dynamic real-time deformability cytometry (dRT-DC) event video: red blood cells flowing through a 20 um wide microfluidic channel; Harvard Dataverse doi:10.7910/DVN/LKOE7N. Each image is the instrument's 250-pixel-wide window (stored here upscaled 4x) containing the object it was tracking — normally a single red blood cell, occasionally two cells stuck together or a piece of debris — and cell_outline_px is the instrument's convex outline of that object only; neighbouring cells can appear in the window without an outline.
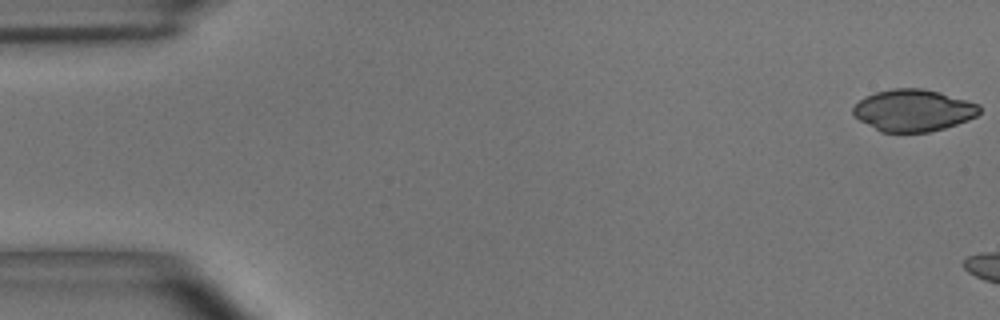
{"species": "common noctule bat (a hibernating species)", "species_latin": "Nyctalus noctula", "temperature_condition": "room temperature", "stored_images_in_passage": 3, "camera_frame_rate_fps": 3000, "um_per_image_px": 0.085, "animal": {"sex": "male", "body_mass_g": 15.6}, "frame": {"image": 1, "passage_image": 1, "time_ms": 0.0, "image_size_px": [1000, 320], "cell_outline_px": [[980, 112], [976, 116], [968, 120], [944, 128], [928, 132], [880, 132], [860, 120], [852, 112], [852, 108], [864, 96], [876, 92], [892, 88], [924, 88], [940, 92], [980, 104]], "centroid_in_image_um": [77.63, 9.37], "position_along_channel_um": 7.4, "area_um2": 30.87}}